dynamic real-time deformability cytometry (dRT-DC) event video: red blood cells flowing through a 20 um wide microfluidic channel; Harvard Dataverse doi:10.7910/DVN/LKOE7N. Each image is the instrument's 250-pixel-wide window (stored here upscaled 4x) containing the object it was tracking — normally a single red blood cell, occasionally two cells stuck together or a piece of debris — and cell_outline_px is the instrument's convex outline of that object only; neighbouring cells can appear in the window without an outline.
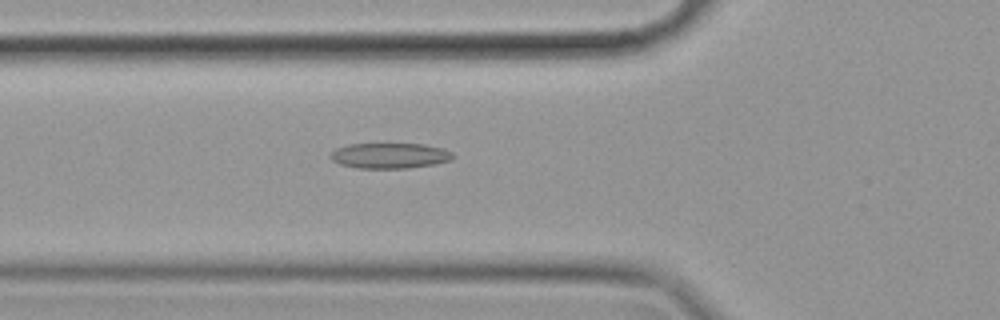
{"species": "common noctule bat (a hibernating species)", "species_latin": "Nyctalus noctula", "temperature_condition": "cold", "stored_images_in_passage": 57, "camera_frame_rate_fps": 3000, "um_per_image_px": 0.085, "animal": {"sex": "female", "body_mass_g": 19.9}, "frame": {"image": 1, "passage_image": 20, "time_ms": 6.333, "image_size_px": [1000, 320], "cell_outline_px": [[456, 156], [452, 160], [432, 164], [408, 168], [356, 168], [340, 164], [332, 160], [328, 156], [336, 148], [348, 144], [424, 144], [444, 148], [452, 152]], "centroid_in_image_um": [33.14, 13.23], "position_along_channel_um": 92.7, "area_um2": 18.26}}
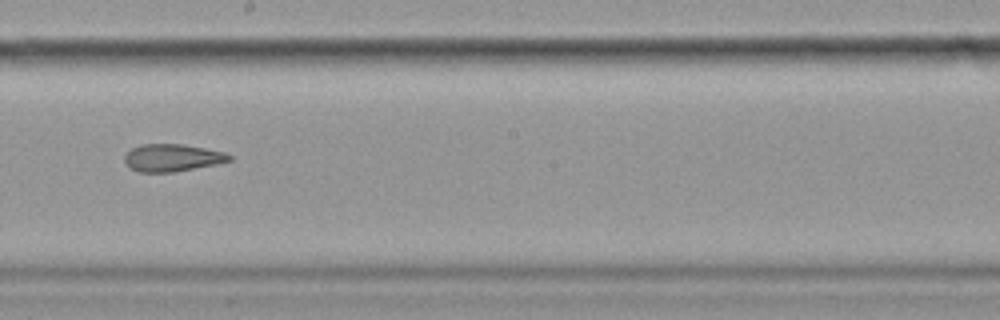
{"frame": {"image": 2, "passage_image": 32, "time_ms": 10.333, "image_size_px": [1000, 320], "cell_outline_px": [[232, 160], [216, 164], [172, 172], [140, 172], [128, 168], [124, 160], [124, 156], [132, 148], [140, 144], [184, 144], [224, 152], [232, 156]], "centroid_in_image_um": [14.61, 13.4], "position_along_channel_um": 233.6, "area_um2": 16.7}}
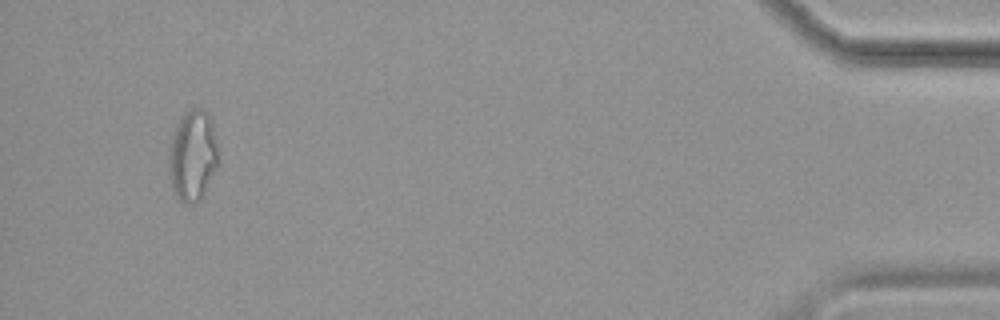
{"frame": {"image": 3, "passage_image": 54, "time_ms": 17.667, "image_size_px": [1000, 320], "cell_outline_px": [[220, 164], [200, 200], [192, 204], [184, 204], [172, 192], [168, 176], [168, 156], [172, 136], [176, 124], [180, 116], [184, 112], [192, 108], [204, 108], [208, 112], [212, 120]], "centroid_in_image_um": [16.37, 13.23], "position_along_channel_um": 418.8, "area_um2": 27.05}, "authors_computed_cell_mechanics": {"area_um2": 19.3052, "velocity_mm_per_s": 3.5194, "shape_relaxation_time_tau1_ms": null, "shape_relaxation_time_tau2_ms": 6.2582, "deformation_change_tau1": null, "deformation_change_tau2": 0.1651}}